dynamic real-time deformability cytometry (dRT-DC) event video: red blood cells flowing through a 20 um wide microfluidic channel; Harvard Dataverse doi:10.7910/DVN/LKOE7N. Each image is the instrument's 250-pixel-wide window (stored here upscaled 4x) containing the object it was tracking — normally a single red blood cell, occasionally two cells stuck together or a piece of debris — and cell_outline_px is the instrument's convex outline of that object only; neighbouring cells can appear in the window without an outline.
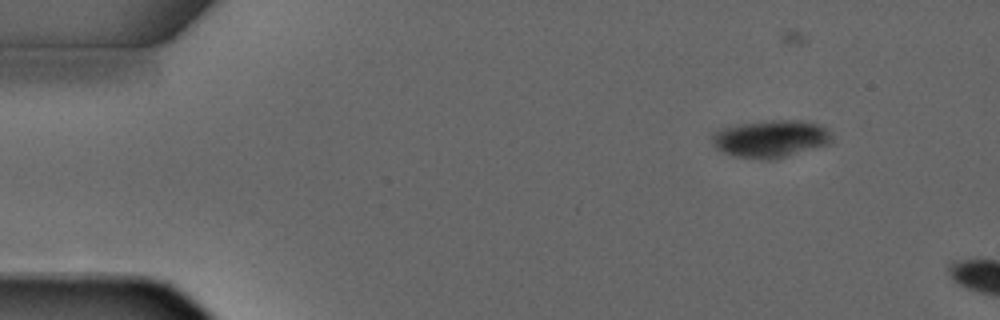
{"species": "common noctule bat (a hibernating species)", "species_latin": "Nyctalus noctula", "temperature_condition": "warm", "stored_images_in_passage": 2, "camera_frame_rate_fps": 3000, "um_per_image_px": 0.085, "animal": {"sex": "male", "forearm_length_mm": 52.5}, "frame": {"image": 1, "passage_image": 1, "time_ms": 0.0, "image_size_px": [1000, 320], "cell_outline_px": [[832, 140], [828, 144], [776, 160], [760, 160], [732, 156], [720, 152], [712, 144], [712, 132], [720, 128], [736, 124], [764, 120], [808, 120], [820, 124], [828, 128], [832, 132]], "centroid_in_image_um": [65.5, 11.79], "position_along_channel_um": 19.5, "area_um2": 27.05}}